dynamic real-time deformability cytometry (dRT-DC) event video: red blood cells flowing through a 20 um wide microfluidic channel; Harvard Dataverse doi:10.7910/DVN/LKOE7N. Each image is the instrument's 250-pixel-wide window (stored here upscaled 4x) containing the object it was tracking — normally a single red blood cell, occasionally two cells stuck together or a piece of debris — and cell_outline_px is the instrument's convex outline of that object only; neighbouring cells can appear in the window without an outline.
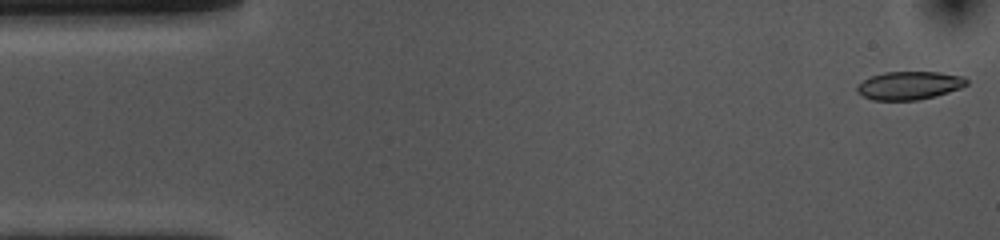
{"species": "common noctule bat (a hibernating species)", "species_latin": "Nyctalus noctula", "temperature_condition": "cold", "stored_images_in_passage": 53, "camera_frame_rate_fps": 3000, "um_per_image_px": 0.085, "animal": {"sex": "female", "body_mass_g": 10.0, "forearm_length_mm": 53.1}, "frame": {"image": 1, "passage_image": 1, "time_ms": 0.0, "image_size_px": [1000, 240], "cell_outline_px": [[968, 84], [960, 88], [936, 96], [916, 100], [872, 100], [856, 92], [856, 88], [864, 80], [872, 76], [884, 72], [940, 72], [964, 76], [968, 80]], "centroid_in_image_um": [77.32, 7.26], "position_along_channel_um": 7.7, "area_um2": 17.98}}
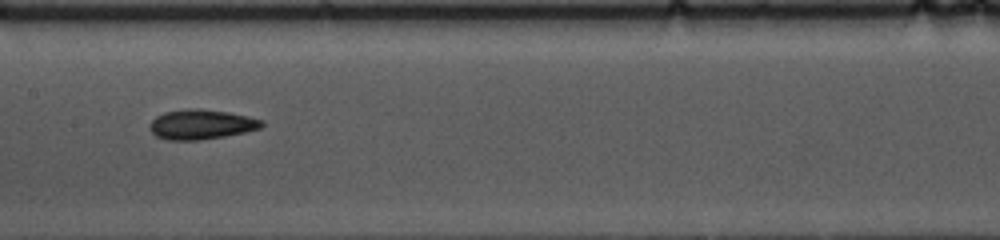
{"frame": {"image": 2, "passage_image": 25, "time_ms": 8.0, "image_size_px": [1000, 240], "cell_outline_px": [[264, 124], [260, 128], [244, 132], [224, 136], [200, 140], [168, 140], [156, 136], [148, 128], [152, 120], [156, 116], [164, 112], [188, 108], [200, 108], [228, 112], [248, 116], [264, 120]], "centroid_in_image_um": [17.1, 10.56], "position_along_channel_um": 190.3, "area_um2": 19.54}}
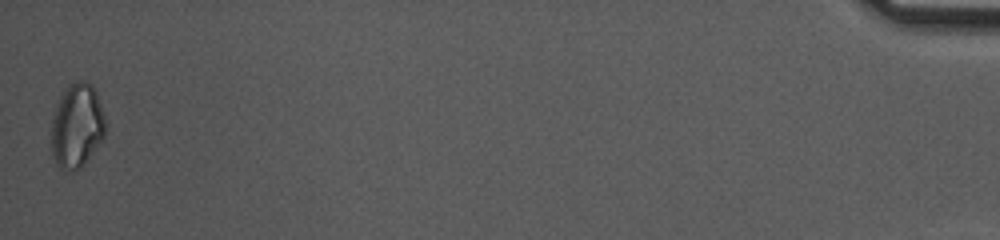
{"frame": {"image": 3, "passage_image": 53, "time_ms": 17.333, "image_size_px": [1000, 240], "cell_outline_px": [[104, 136], [84, 164], [80, 168], [60, 168], [56, 164], [52, 156], [52, 120], [56, 104], [64, 88], [68, 84], [76, 80], [84, 80], [92, 84], [96, 92], [104, 112]], "centroid_in_image_um": [6.52, 10.62], "position_along_channel_um": 428.7, "area_um2": 26.36}, "authors_computed_cell_mechanics": {"area_um2": 18.9584, "velocity_mm_per_s": 3.6386, "shape_relaxation_time_tau1_ms": 5.312, "shape_relaxation_time_tau2_ms": null, "deformation_change_tau1": 0.1266, "deformation_change_tau2": null}}